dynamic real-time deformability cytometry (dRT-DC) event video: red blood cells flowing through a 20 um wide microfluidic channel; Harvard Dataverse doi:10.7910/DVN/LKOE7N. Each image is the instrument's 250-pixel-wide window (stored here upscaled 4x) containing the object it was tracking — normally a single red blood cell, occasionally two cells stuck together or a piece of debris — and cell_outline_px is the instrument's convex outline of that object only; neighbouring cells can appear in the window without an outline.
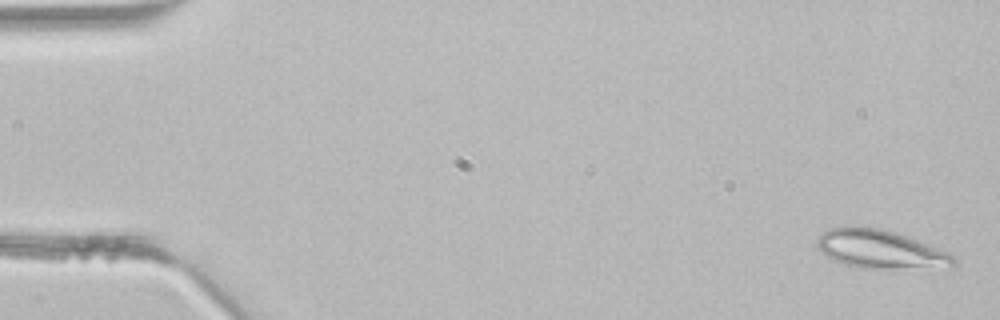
{"species": "common noctule bat (a hibernating species)", "species_latin": "Nyctalus noctula", "temperature_condition": "room temperature", "stored_images_in_passage": 4, "segment_of_instrument_passage": [2, 2], "camera_frame_rate_fps": 3000, "um_per_image_px": 0.085, "animal": {"sex": "male", "body_mass_g": 21.5, "forearm_length_mm": 52.0}, "frame": {"image": 1, "passage_image": 4, "time_ms": 1.0, "image_size_px": [1000, 320], "cell_outline_px": [[956, 264], [888, 268], [864, 268], [844, 264], [832, 260], [820, 252], [816, 244], [816, 240], [828, 228], [848, 224], [856, 224], [880, 228], [896, 232], [948, 252], [956, 256]], "centroid_in_image_um": [74.68, 21.12], "position_along_channel_um": 10.3, "area_um2": 30.4}}